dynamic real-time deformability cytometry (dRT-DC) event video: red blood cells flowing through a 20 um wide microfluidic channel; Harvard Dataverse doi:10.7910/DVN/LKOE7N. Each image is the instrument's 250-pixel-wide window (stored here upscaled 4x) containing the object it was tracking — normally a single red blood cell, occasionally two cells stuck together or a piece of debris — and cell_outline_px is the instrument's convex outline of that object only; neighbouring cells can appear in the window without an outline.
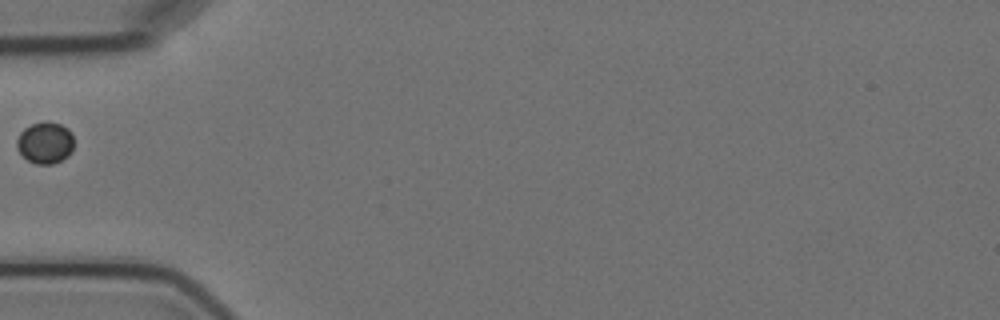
{"species": "Egyptian fruit bat (a non-hibernating species)", "species_latin": "Rousettus aegyptiacus", "temperature_condition": "cold", "stored_images_in_passage": 2, "camera_frame_rate_fps": 3000, "um_per_image_px": 0.085, "animal": {"sex": "female"}, "frame": {"image": 1, "passage_image": 1, "time_ms": 0.0, "image_size_px": [1000, 320], "cell_outline_px": [[72, 152], [68, 156], [52, 164], [36, 164], [28, 160], [16, 148], [16, 140], [20, 132], [24, 128], [32, 124], [44, 120], [48, 120], [60, 124], [68, 128], [72, 132]], "centroid_in_image_um": [3.83, 12.11], "position_along_channel_um": 81.2, "area_um2": 13.99}}
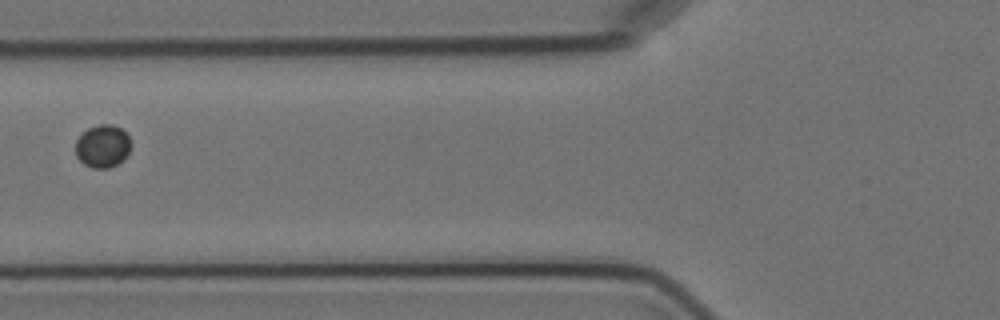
{"frame": {"image": 2, "passage_image": 2, "time_ms": 1.0, "image_size_px": [1000, 320], "cell_outline_px": [[132, 144], [124, 160], [108, 168], [92, 168], [84, 164], [76, 156], [76, 140], [88, 128], [100, 124], [112, 124], [120, 128], [128, 136]], "centroid_in_image_um": [8.73, 12.43], "position_along_channel_um": 117.1, "area_um2": 13.76}}